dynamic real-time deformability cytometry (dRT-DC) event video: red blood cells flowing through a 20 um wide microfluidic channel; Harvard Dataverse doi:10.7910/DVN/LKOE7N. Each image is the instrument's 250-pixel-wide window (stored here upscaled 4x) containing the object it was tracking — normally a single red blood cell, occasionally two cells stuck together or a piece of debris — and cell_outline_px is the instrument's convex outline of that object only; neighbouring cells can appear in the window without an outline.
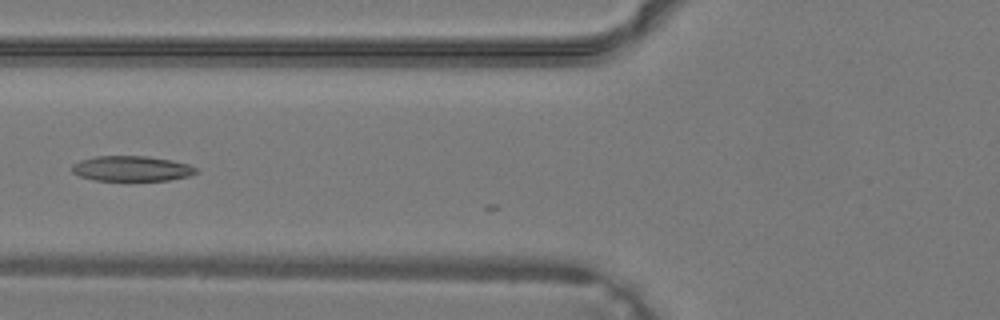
{"species": "common noctule bat (a hibernating species)", "species_latin": "Nyctalus noctula", "temperature_condition": "warm", "stored_images_in_passage": 5, "camera_frame_rate_fps": 3000, "um_per_image_px": 0.085, "animal": {"sex": "male", "body_mass_g": 19.2, "forearm_length_mm": 51.8}, "frame": {"image": 1, "passage_image": 2, "time_ms": 0.333, "image_size_px": [1000, 320], "cell_outline_px": [[200, 172], [188, 176], [168, 180], [96, 180], [80, 176], [72, 172], [72, 164], [80, 160], [96, 156], [148, 156], [172, 160], [188, 164], [196, 168]], "centroid_in_image_um": [11.2, 14.32], "position_along_channel_um": 114.6, "area_um2": 18.21}}
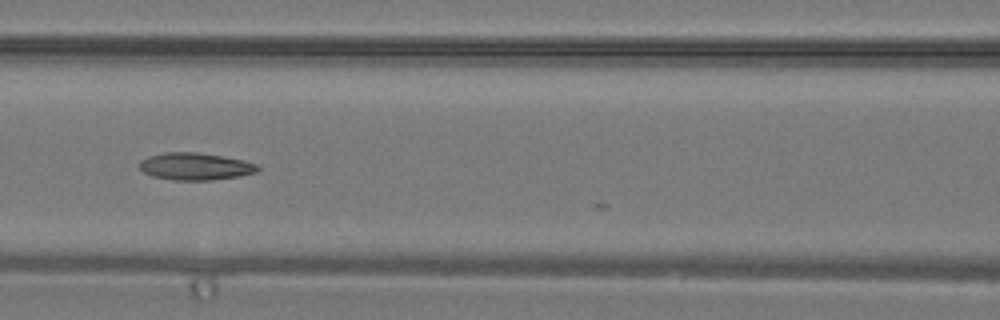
{"frame": {"image": 2, "passage_image": 4, "time_ms": 1.0, "image_size_px": [1000, 320], "cell_outline_px": [[260, 168], [256, 172], [240, 176], [208, 180], [172, 180], [152, 176], [144, 172], [140, 168], [140, 160], [148, 156], [164, 152], [196, 152], [244, 160], [256, 164]], "centroid_in_image_um": [16.58, 14.14], "position_along_channel_um": 150.0, "area_um2": 18.67}}